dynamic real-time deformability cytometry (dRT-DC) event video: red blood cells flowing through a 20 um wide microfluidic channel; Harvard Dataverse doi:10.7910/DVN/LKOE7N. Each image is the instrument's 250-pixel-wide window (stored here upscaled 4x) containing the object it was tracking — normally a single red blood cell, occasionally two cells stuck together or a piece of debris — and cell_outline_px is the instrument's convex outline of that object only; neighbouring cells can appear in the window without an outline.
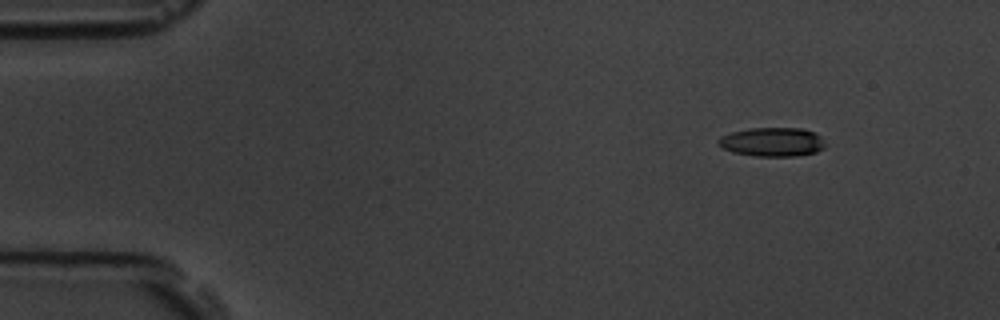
{"species": "common noctule bat (a hibernating species)", "species_latin": "Nyctalus noctula", "temperature_condition": "room temperature", "stored_images_in_passage": 5, "camera_frame_rate_fps": 3000, "um_per_image_px": 0.085, "animal": {"sex": "male", "body_mass_g": 19.5, "forearm_length_mm": 54.6}, "frame": {"image": 1, "passage_image": 1, "time_ms": 0.0, "image_size_px": [1000, 320], "cell_outline_px": [[824, 148], [816, 152], [796, 156], [756, 156], [732, 152], [716, 144], [716, 140], [720, 136], [732, 132], [752, 128], [800, 128], [816, 132], [820, 136], [824, 144]], "centroid_in_image_um": [65.62, 12.06], "position_along_channel_um": 19.4, "area_um2": 18.09}}
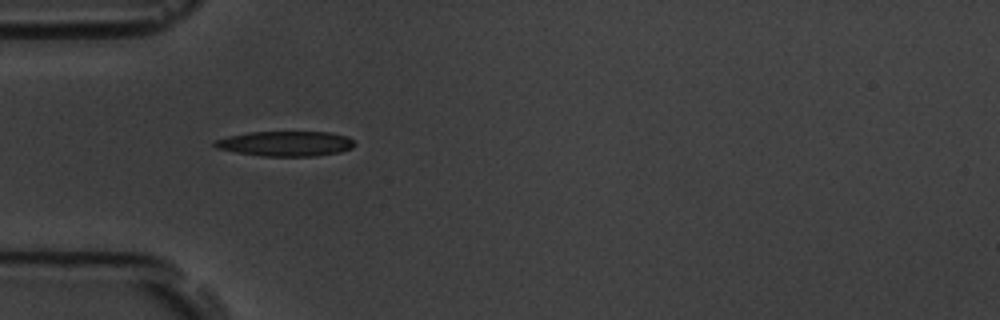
{"frame": {"image": 2, "passage_image": 4, "time_ms": 3.667, "image_size_px": [1000, 320], "cell_outline_px": [[356, 144], [352, 148], [340, 152], [316, 156], [264, 156], [236, 152], [216, 148], [212, 144], [216, 140], [228, 136], [248, 132], [332, 132], [348, 136]], "centroid_in_image_um": [24.3, 12.2], "position_along_channel_um": 60.7, "area_um2": 20.46}}
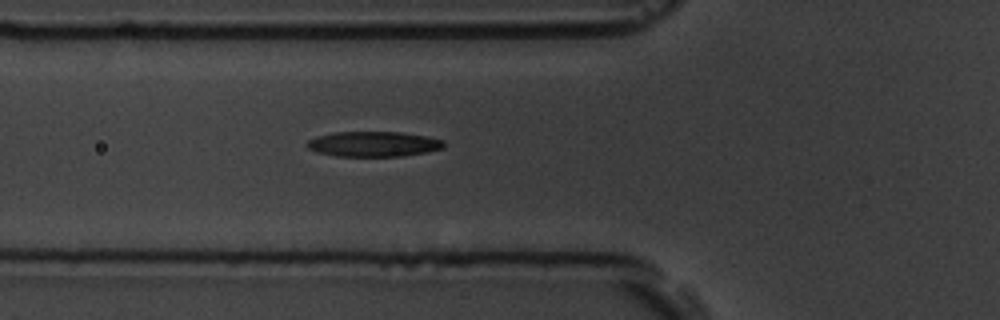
{"frame": {"image": 3, "passage_image": 5, "time_ms": 4.667, "image_size_px": [1000, 320], "cell_outline_px": [[444, 148], [424, 152], [400, 156], [336, 156], [316, 152], [308, 148], [304, 144], [308, 140], [316, 136], [336, 132], [400, 132], [428, 136], [444, 140]], "centroid_in_image_um": [31.72, 12.24], "position_along_channel_um": 94.1, "area_um2": 20.11}}